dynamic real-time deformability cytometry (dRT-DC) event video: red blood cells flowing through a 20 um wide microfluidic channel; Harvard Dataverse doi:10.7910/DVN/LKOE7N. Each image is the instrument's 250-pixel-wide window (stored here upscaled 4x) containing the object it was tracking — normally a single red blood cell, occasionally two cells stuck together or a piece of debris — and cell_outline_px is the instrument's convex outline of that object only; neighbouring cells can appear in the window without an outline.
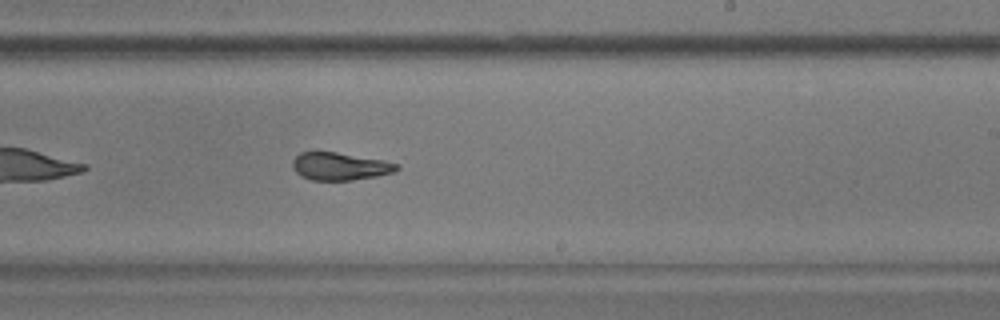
{"species": "common noctule bat (a hibernating species)", "species_latin": "Nyctalus noctula", "temperature_condition": "warm", "stored_images_in_passage": 40, "camera_frame_rate_fps": 3000, "um_per_image_px": 0.085, "animal": {"sex": "male", "body_mass_g": 17.9}, "frame": {"image": 1, "passage_image": 18, "time_ms": 5.667, "image_size_px": [1000, 320], "cell_outline_px": [[400, 168], [392, 172], [376, 176], [352, 180], [312, 180], [300, 176], [296, 172], [292, 164], [292, 160], [300, 152], [336, 152], [380, 160], [396, 164]], "centroid_in_image_um": [28.83, 14.14], "position_along_channel_um": 260.2, "area_um2": 16.47}, "authors_computed_cell_mechanics": {"area_um2": 17.629, "velocity_mm_per_s": 3.6945, "shape_relaxation_time_tau1_ms": 7.159, "shape_relaxation_time_tau2_ms": 2.6538, "deformation_change_tau1": 0.2124, "deformation_change_tau2": 0.0946}}